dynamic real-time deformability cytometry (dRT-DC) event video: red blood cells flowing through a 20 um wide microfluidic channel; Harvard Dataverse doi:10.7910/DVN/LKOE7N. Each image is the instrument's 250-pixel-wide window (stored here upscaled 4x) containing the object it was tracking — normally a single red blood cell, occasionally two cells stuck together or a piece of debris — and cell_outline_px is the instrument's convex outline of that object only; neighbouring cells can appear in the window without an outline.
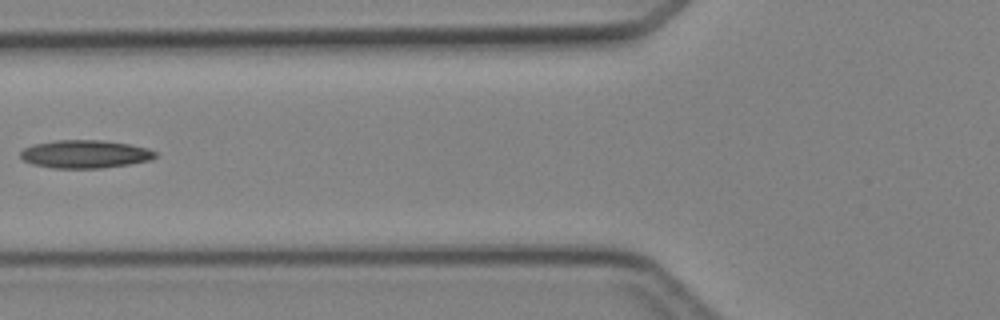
{"species": "Egyptian fruit bat (a non-hibernating species)", "species_latin": "Rousettus aegyptiacus", "temperature_condition": "cold", "stored_images_in_passage": 3, "camera_frame_rate_fps": 3000, "um_per_image_px": 0.085, "animal": {"sex": "female"}, "frame": {"image": 1, "passage_image": 3, "time_ms": 2.667, "image_size_px": [1000, 320], "cell_outline_px": [[156, 156], [152, 160], [128, 164], [100, 168], [52, 168], [32, 164], [24, 160], [20, 156], [20, 152], [24, 148], [36, 144], [56, 140], [104, 140], [128, 144], [148, 148], [156, 152]], "centroid_in_image_um": [7.24, 13.1], "position_along_channel_um": 118.6, "area_um2": 21.96}}